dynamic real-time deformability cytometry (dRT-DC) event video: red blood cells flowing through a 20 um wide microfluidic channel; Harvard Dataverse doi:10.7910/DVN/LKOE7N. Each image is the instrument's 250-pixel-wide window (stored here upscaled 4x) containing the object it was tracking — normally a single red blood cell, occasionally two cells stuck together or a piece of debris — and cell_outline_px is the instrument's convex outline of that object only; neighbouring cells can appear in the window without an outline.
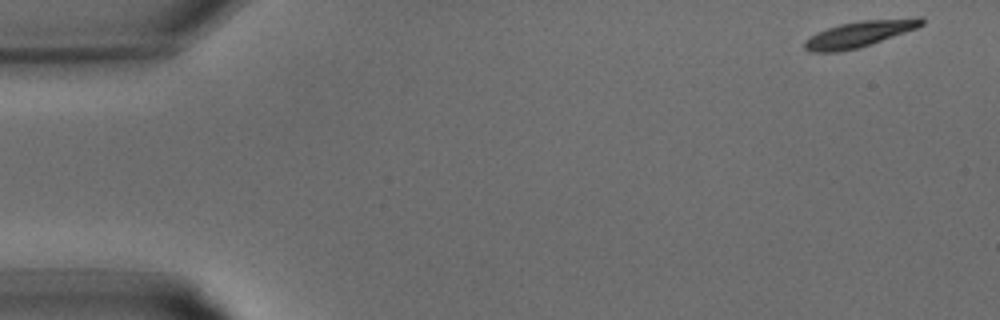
{"species": "common noctule bat (a hibernating species)", "species_latin": "Nyctalus noctula", "temperature_condition": "warm", "stored_images_in_passage": 32, "camera_frame_rate_fps": 3000, "um_per_image_px": 0.085, "animal": {"sex": "male", "body_mass_g": 15.6}, "frame": {"image": 1, "passage_image": 1, "time_ms": 0.0, "image_size_px": [1000, 320], "cell_outline_px": [[924, 24], [916, 28], [856, 48], [840, 52], [812, 52], [804, 48], [804, 40], [816, 32], [840, 24], [860, 20], [916, 16], [920, 16], [924, 20]], "centroid_in_image_um": [73.05, 2.86], "position_along_channel_um": 12.0, "area_um2": 17.74}}
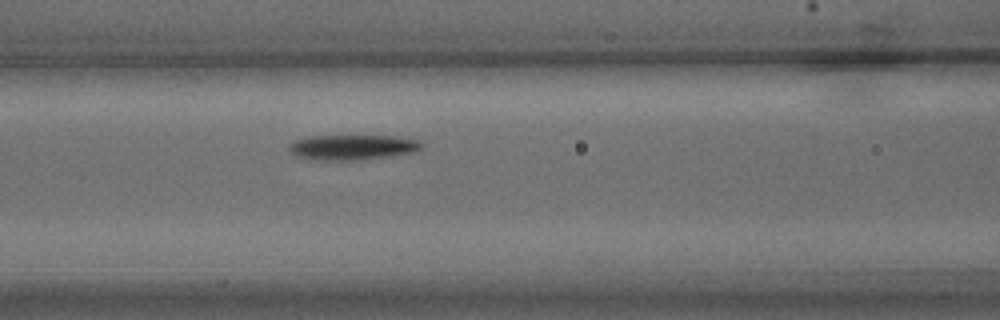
{"frame": {"image": 2, "passage_image": 13, "time_ms": 4.0, "image_size_px": [1000, 320], "cell_outline_px": [[424, 148], [416, 152], [360, 160], [312, 160], [296, 156], [288, 148], [288, 144], [296, 140], [308, 136], [392, 136], [416, 140], [424, 144]], "centroid_in_image_um": [29.96, 12.52], "position_along_channel_um": 136.6, "area_um2": 19.48}}
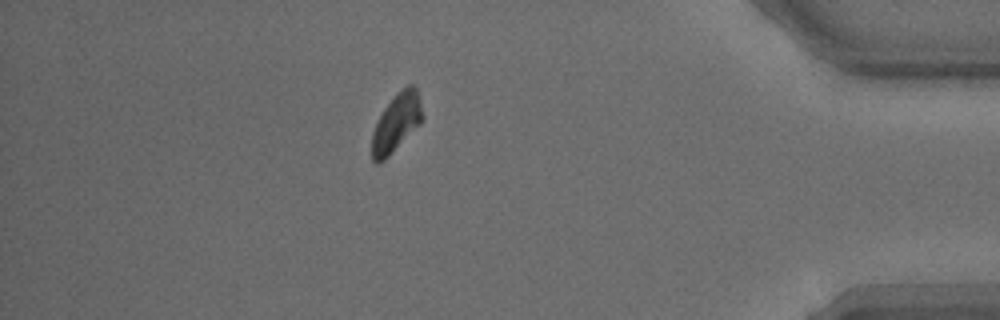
{"frame": {"image": 3, "passage_image": 28, "time_ms": 9.0, "image_size_px": [1000, 320], "cell_outline_px": [[424, 120], [384, 160], [376, 164], [372, 160], [372, 132], [384, 108], [396, 92], [408, 84], [412, 84], [416, 88], [420, 100], [424, 116]], "centroid_in_image_um": [33.71, 10.4], "position_along_channel_um": 401.5, "area_um2": 17.05}}